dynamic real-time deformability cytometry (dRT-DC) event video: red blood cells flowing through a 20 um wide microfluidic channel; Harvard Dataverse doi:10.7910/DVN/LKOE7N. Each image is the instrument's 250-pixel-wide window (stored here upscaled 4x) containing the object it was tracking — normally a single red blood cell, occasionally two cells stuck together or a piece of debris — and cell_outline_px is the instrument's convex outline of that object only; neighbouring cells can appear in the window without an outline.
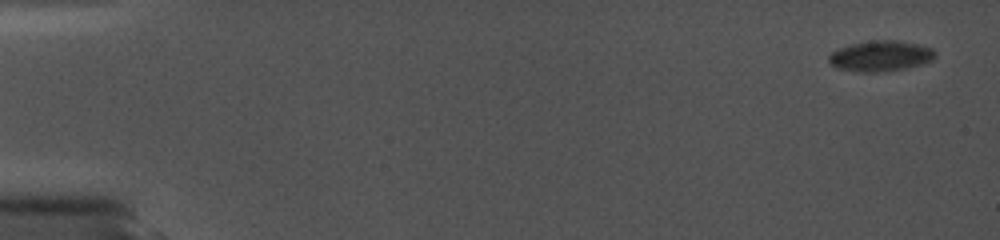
{"species": "common noctule bat (a hibernating species)", "species_latin": "Nyctalus noctula", "temperature_condition": "cold", "stored_images_in_passage": 7, "camera_frame_rate_fps": 5000, "um_per_image_px": 0.085, "animal": {"sex": "female", "body_mass_g": 19.0, "forearm_length_mm": 56.7}, "frame": {"image": 1, "passage_image": 1, "time_ms": 0.0, "image_size_px": [1000, 240], "cell_outline_px": [[936, 56], [932, 60], [920, 64], [904, 68], [876, 72], [860, 72], [836, 68], [828, 60], [828, 56], [832, 52], [848, 44], [872, 40], [896, 40], [916, 44], [932, 48], [936, 52]], "centroid_in_image_um": [74.83, 4.75], "position_along_channel_um": 10.2, "area_um2": 18.84}}
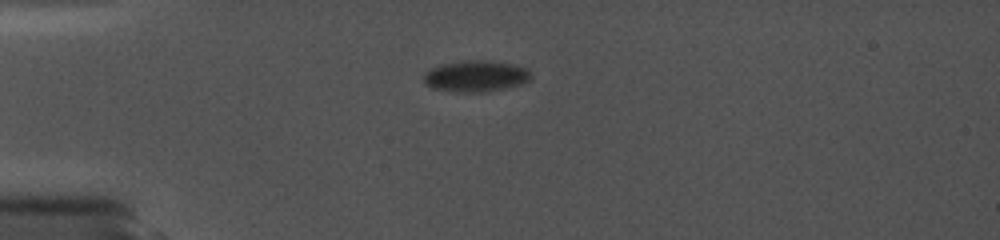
{"frame": {"image": 2, "passage_image": 5, "time_ms": 4.6, "image_size_px": [1000, 240], "cell_outline_px": [[532, 76], [528, 80], [520, 84], [488, 92], [456, 92], [432, 88], [424, 84], [424, 72], [440, 64], [464, 60], [488, 60], [516, 64], [532, 72]], "centroid_in_image_um": [40.43, 6.46], "position_along_channel_um": 44.6, "area_um2": 19.77}}